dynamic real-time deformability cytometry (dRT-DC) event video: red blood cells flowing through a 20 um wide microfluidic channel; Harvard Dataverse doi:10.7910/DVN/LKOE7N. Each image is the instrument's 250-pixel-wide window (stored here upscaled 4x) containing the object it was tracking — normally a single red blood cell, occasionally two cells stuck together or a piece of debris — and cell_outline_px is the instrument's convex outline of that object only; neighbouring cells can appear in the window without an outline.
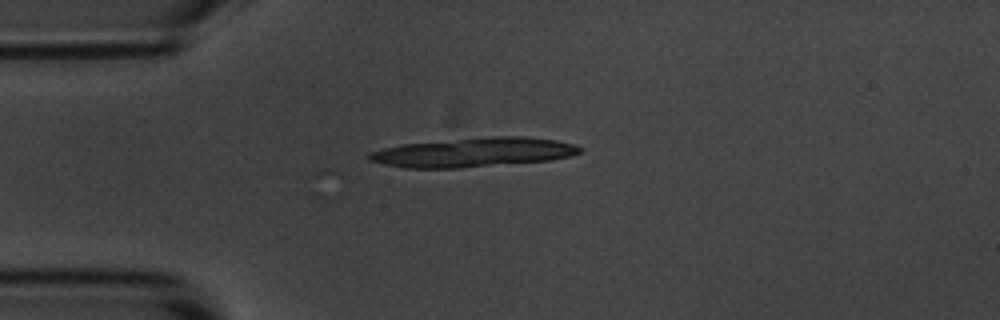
{"species": "common noctule bat (a hibernating species)", "species_latin": "Nyctalus noctula", "temperature_condition": "room temperature", "stored_images_in_passage": 15, "camera_frame_rate_fps": 3000, "um_per_image_px": 0.085, "animal": {"sex": "male", "body_mass_g": 20.1, "forearm_length_mm": 53.5}, "frame": {"image": 1, "passage_image": 1, "time_ms": 0.0, "image_size_px": [1000, 320], "cell_outline_px": [[580, 148], [576, 152], [564, 156], [540, 160], [436, 168], [396, 164], [376, 160], [372, 156], [380, 152], [396, 148], [416, 144], [472, 140], [548, 140]], "centroid_in_image_um": [40.32, 12.99], "position_along_channel_um": 44.7, "area_um2": 29.3}}